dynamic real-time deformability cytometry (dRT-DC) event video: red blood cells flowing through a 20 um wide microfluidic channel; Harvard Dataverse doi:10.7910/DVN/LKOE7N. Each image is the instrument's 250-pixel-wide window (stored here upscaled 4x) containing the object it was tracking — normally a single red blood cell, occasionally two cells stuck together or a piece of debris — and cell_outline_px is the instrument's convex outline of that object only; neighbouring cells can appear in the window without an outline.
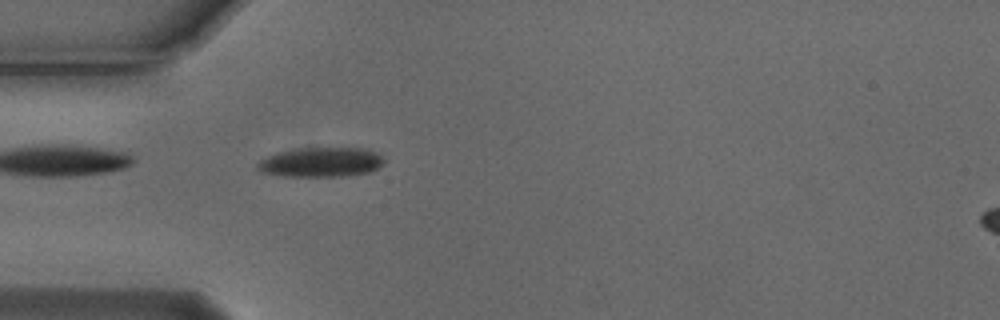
{"species": "Egyptian fruit bat (a non-hibernating species)", "species_latin": "Rousettus aegyptiacus", "temperature_condition": "cold", "stored_images_in_passage": 40, "camera_frame_rate_fps": 3000, "um_per_image_px": 0.085, "animal": {"sex": "male"}, "frame": {"image": 1, "passage_image": 2, "time_ms": 0.333, "image_size_px": [1000, 320], "cell_outline_px": [[384, 164], [368, 172], [348, 176], [284, 176], [260, 172], [256, 168], [256, 164], [260, 160], [276, 152], [296, 148], [364, 148], [376, 152], [384, 160]], "centroid_in_image_um": [27.25, 13.78], "position_along_channel_um": 57.8, "area_um2": 21.91}}
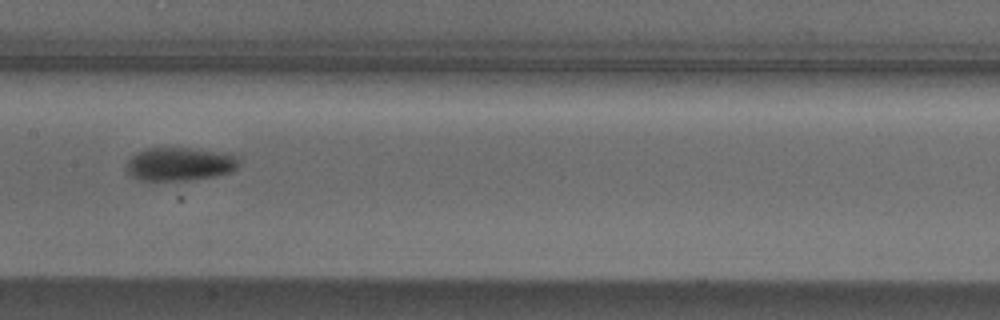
{"frame": {"image": 2, "passage_image": 13, "time_ms": 4.0, "image_size_px": [1000, 320], "cell_outline_px": [[240, 164], [232, 172], [216, 176], [188, 180], [140, 180], [132, 176], [128, 172], [128, 160], [136, 152], [144, 148], [192, 148], [236, 156], [240, 160]], "centroid_in_image_um": [15.28, 13.95], "position_along_channel_um": 192.1, "area_um2": 21.68}}
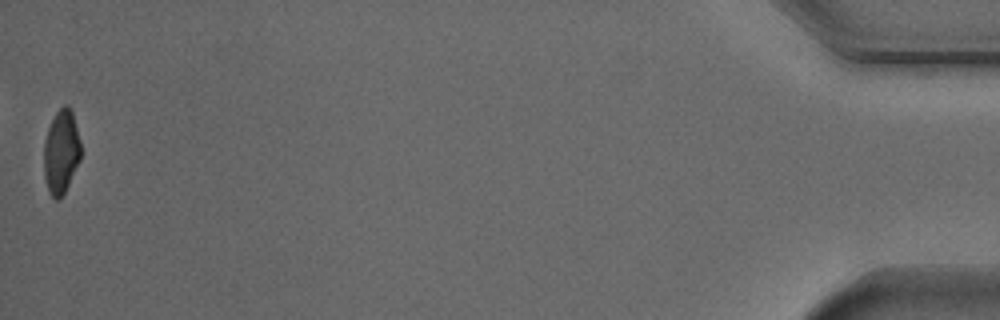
{"frame": {"image": 3, "passage_image": 40, "time_ms": 13.0, "image_size_px": [1000, 320], "cell_outline_px": [[80, 160], [60, 200], [56, 200], [48, 192], [44, 176], [44, 140], [48, 128], [56, 112], [64, 104], [68, 104], [72, 112], [80, 140]], "centroid_in_image_um": [5.19, 12.91], "position_along_channel_um": 430.0, "area_um2": 17.98}, "authors_computed_cell_mechanics": {"area_um2": 20.7213, "velocity_mm_per_s": 3.775, "shape_relaxation_time_tau1_ms": 3.6498, "shape_relaxation_time_tau2_ms": null, "deformation_change_tau1": 0.1327, "deformation_change_tau2": null}}